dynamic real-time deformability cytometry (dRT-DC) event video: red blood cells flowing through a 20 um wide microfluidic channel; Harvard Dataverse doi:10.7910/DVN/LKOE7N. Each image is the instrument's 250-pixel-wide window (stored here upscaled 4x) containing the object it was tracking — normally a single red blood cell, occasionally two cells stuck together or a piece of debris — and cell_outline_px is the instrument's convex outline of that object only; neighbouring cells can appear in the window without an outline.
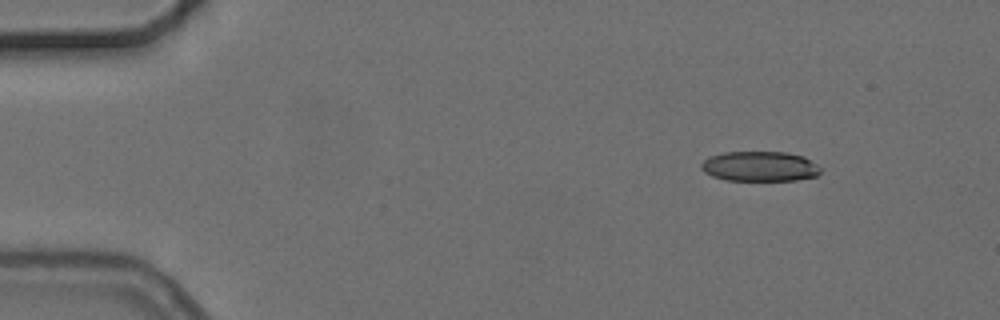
{"species": "common noctule bat (a hibernating species)", "species_latin": "Nyctalus noctula", "temperature_condition": "cold", "stored_images_in_passage": 4, "camera_frame_rate_fps": 3000, "um_per_image_px": 0.085, "animal": {"sex": "female", "body_mass_g": 24.6, "forearm_length_mm": 56.2}, "frame": {"image": 1, "passage_image": 1, "time_ms": 0.0, "image_size_px": [1000, 320], "cell_outline_px": [[820, 172], [816, 176], [796, 180], [724, 180], [712, 176], [704, 172], [700, 168], [700, 164], [708, 156], [724, 152], [788, 152], [804, 156], [816, 164], [820, 168]], "centroid_in_image_um": [64.55, 14.13], "position_along_channel_um": 20.5, "area_um2": 20.98}}
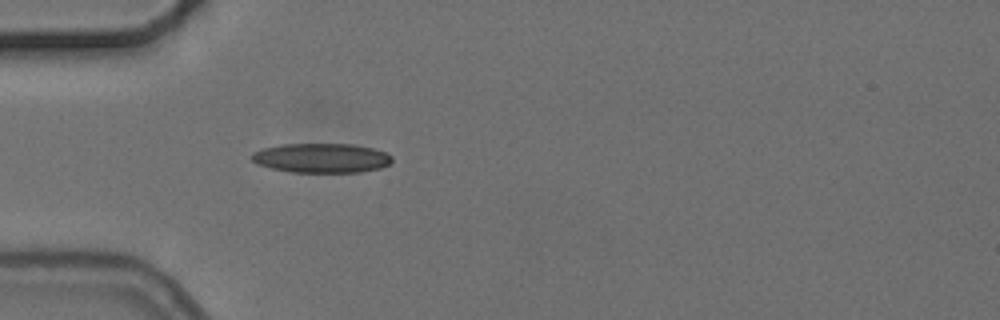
{"frame": {"image": 2, "passage_image": 4, "time_ms": 3.333, "image_size_px": [1000, 320], "cell_outline_px": [[392, 164], [380, 168], [360, 172], [292, 172], [272, 168], [256, 164], [252, 160], [252, 152], [264, 148], [280, 144], [352, 144], [372, 148], [388, 152], [392, 156]], "centroid_in_image_um": [27.36, 13.43], "position_along_channel_um": 57.6, "area_um2": 24.22}}